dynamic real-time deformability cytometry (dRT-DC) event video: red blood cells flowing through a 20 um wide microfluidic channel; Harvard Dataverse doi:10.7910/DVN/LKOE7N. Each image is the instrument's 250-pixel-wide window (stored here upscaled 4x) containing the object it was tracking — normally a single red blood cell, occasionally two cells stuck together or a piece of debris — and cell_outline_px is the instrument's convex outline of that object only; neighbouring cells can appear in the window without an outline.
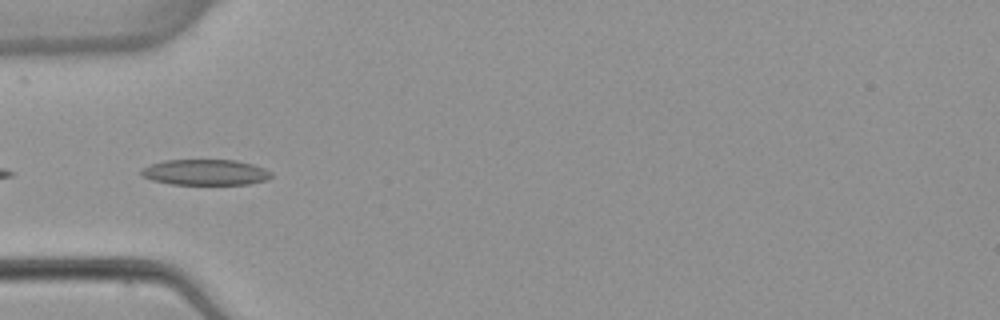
{"species": "common noctule bat (a hibernating species)", "species_latin": "Nyctalus noctula", "temperature_condition": "warm", "stored_images_in_passage": 5, "camera_frame_rate_fps": 3000, "um_per_image_px": 0.085, "animal": {"sex": "female", "body_mass_g": 22.7, "forearm_length_mm": 54.2}, "frame": {"image": 1, "passage_image": 5, "time_ms": 5.0, "image_size_px": [1000, 320], "cell_outline_px": [[272, 176], [268, 180], [248, 184], [172, 184], [152, 180], [144, 176], [140, 172], [140, 168], [164, 160], [236, 160], [252, 164], [264, 168], [272, 172]], "centroid_in_image_um": [17.48, 14.64], "position_along_channel_um": 67.5, "area_um2": 19.48}}